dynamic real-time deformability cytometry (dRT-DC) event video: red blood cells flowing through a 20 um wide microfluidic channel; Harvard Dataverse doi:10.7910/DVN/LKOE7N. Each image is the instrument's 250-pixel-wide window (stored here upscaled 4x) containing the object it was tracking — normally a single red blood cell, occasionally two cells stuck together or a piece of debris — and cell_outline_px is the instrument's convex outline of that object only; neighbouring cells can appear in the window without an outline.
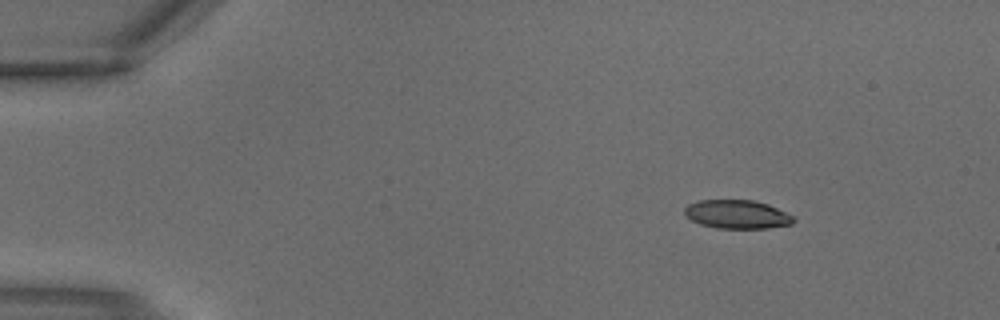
{"species": "common noctule bat (a hibernating species)", "species_latin": "Nyctalus noctula", "temperature_condition": "warm", "stored_images_in_passage": 2, "camera_frame_rate_fps": 3000, "um_per_image_px": 0.085, "animal": {"sex": "male", "body_mass_g": 18.8}, "frame": {"image": 1, "passage_image": 1, "time_ms": 0.0, "image_size_px": [1000, 320], "cell_outline_px": [[796, 220], [792, 224], [768, 228], [716, 228], [700, 224], [684, 216], [684, 208], [688, 204], [700, 200], [752, 200], [768, 204], [792, 216]], "centroid_in_image_um": [62.62, 18.22], "position_along_channel_um": 22.4, "area_um2": 18.15}}